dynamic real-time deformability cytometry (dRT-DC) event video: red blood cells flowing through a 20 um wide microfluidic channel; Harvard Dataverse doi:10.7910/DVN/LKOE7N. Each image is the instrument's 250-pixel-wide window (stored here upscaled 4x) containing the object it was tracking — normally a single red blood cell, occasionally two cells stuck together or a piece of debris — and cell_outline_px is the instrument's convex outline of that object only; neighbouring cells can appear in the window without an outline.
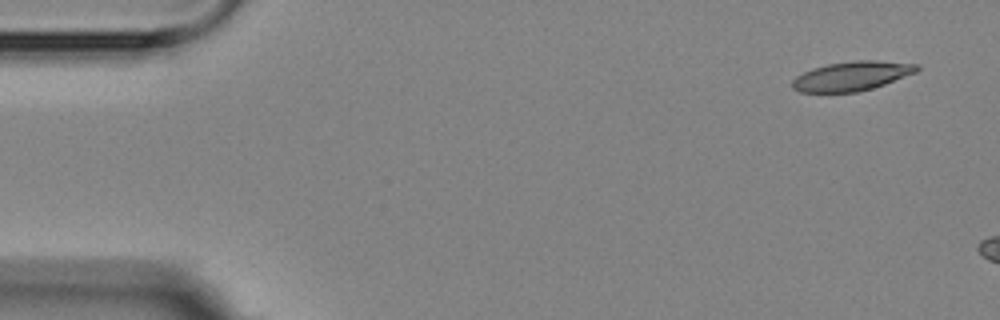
{"species": "Egyptian fruit bat (a non-hibernating species)", "species_latin": "Rousettus aegyptiacus", "temperature_condition": "room temperature", "stored_images_in_passage": 7, "camera_frame_rate_fps": 3000, "um_per_image_px": 0.085, "animal": {"sex": "female"}, "frame": {"image": 1, "passage_image": 1, "time_ms": 0.0, "image_size_px": [1000, 320], "cell_outline_px": [[920, 68], [916, 72], [884, 84], [872, 88], [856, 92], [800, 92], [792, 88], [792, 80], [796, 76], [812, 68], [828, 64], [856, 60], [880, 60], [920, 64]], "centroid_in_image_um": [72.41, 6.45], "position_along_channel_um": 12.6, "area_um2": 21.27}}
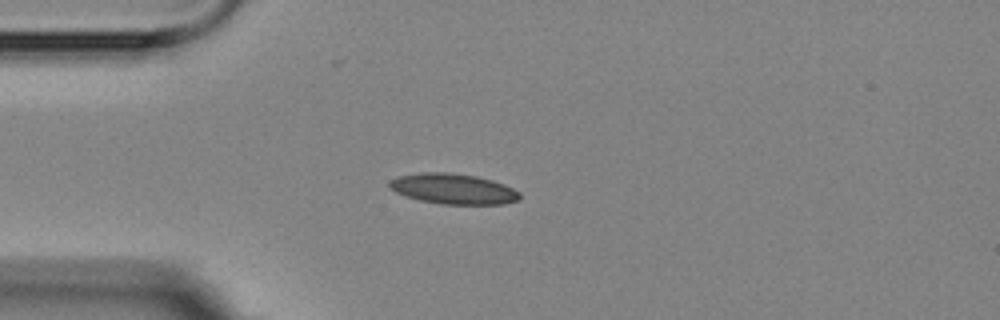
{"frame": {"image": 2, "passage_image": 5, "time_ms": 6.333, "image_size_px": [1000, 320], "cell_outline_px": [[520, 196], [516, 200], [504, 204], [440, 204], [420, 200], [404, 196], [396, 192], [388, 184], [396, 176], [420, 172], [448, 172], [476, 176], [492, 180], [504, 184], [520, 192]], "centroid_in_image_um": [38.51, 16.05], "position_along_channel_um": 46.5, "area_um2": 23.06}}
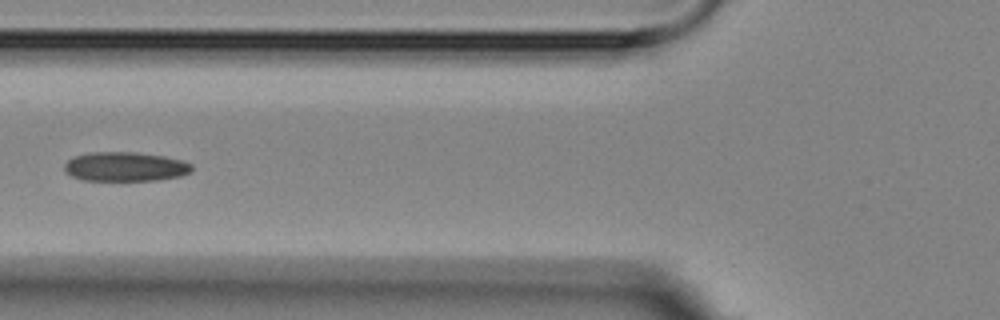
{"frame": {"image": 3, "passage_image": 7, "time_ms": 8.667, "image_size_px": [1000, 320], "cell_outline_px": [[192, 168], [188, 172], [180, 176], [156, 180], [84, 180], [72, 176], [64, 172], [64, 164], [68, 160], [76, 156], [88, 152], [136, 152], [164, 156], [180, 160], [192, 164]], "centroid_in_image_um": [10.61, 14.16], "position_along_channel_um": 115.2, "area_um2": 21.62}}